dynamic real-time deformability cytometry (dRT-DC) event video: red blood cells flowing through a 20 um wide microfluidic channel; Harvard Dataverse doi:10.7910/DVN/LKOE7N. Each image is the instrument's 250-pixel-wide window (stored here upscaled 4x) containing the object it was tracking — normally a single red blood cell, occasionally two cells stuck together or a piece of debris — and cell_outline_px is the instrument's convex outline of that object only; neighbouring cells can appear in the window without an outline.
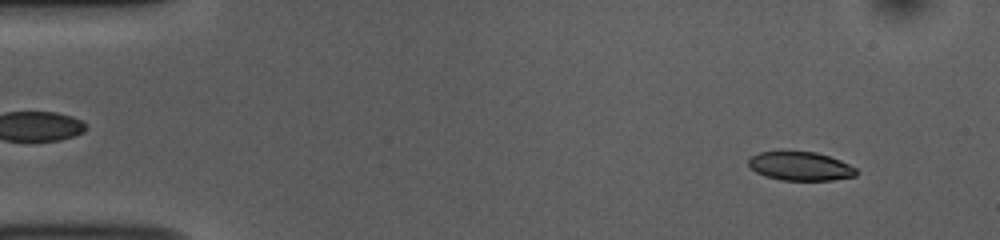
{"species": "common noctule bat (a hibernating species)", "species_latin": "Nyctalus noctula", "temperature_condition": "room temperature", "stored_images_in_passage": 52, "camera_frame_rate_fps": 3000, "um_per_image_px": 0.085, "animal": {"sex": "female", "body_mass_g": 10.0, "forearm_length_mm": 53.1}, "frame": {"image": 1, "passage_image": 5, "time_ms": 1.333, "image_size_px": [1000, 240], "cell_outline_px": [[856, 176], [832, 180], [780, 180], [764, 176], [756, 172], [748, 164], [748, 160], [752, 156], [760, 152], [816, 152], [840, 160], [856, 168]], "centroid_in_image_um": [68.03, 14.14], "position_along_channel_um": 17.0, "area_um2": 17.86}}
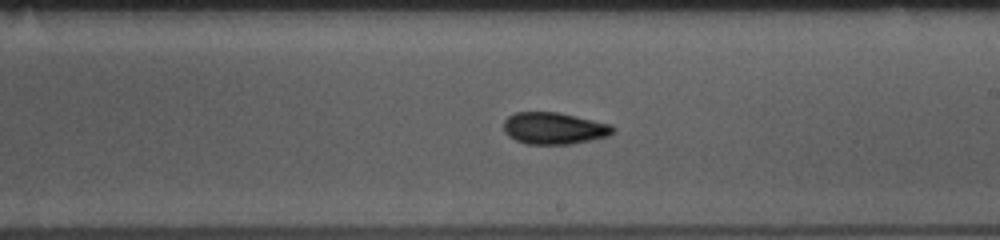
{"frame": {"image": 2, "passage_image": 30, "time_ms": 9.667, "image_size_px": [1000, 240], "cell_outline_px": [[616, 128], [608, 136], [572, 144], [528, 144], [516, 140], [508, 136], [504, 132], [504, 120], [508, 116], [516, 112], [556, 112], [576, 116], [612, 124]], "centroid_in_image_um": [47.09, 10.9], "position_along_channel_um": 241.9, "area_um2": 20.29}}
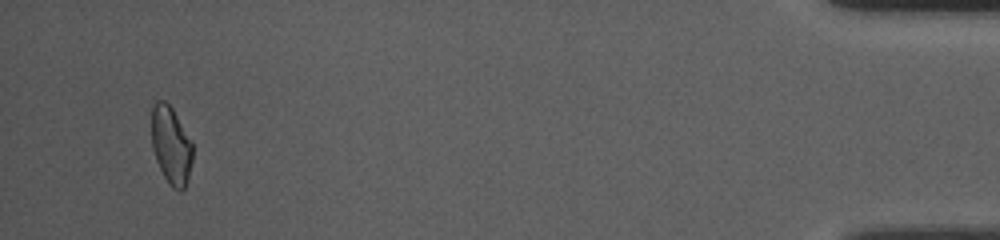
{"frame": {"image": 3, "passage_image": 50, "time_ms": 16.333, "image_size_px": [1000, 240], "cell_outline_px": [[192, 160], [188, 176], [184, 188], [180, 192], [172, 188], [168, 184], [156, 160], [152, 148], [152, 104], [156, 100], [164, 100], [172, 108], [192, 140]], "centroid_in_image_um": [14.53, 12.34], "position_along_channel_um": 420.7, "area_um2": 18.67}, "authors_computed_cell_mechanics": {"area_um2": 19.363, "velocity_mm_per_s": 3.8308, "shape_relaxation_time_tau1_ms": 5.6191, "shape_relaxation_time_tau2_ms": 2.5905, "deformation_change_tau1": 0.1279, "deformation_change_tau2": 0.0756}}